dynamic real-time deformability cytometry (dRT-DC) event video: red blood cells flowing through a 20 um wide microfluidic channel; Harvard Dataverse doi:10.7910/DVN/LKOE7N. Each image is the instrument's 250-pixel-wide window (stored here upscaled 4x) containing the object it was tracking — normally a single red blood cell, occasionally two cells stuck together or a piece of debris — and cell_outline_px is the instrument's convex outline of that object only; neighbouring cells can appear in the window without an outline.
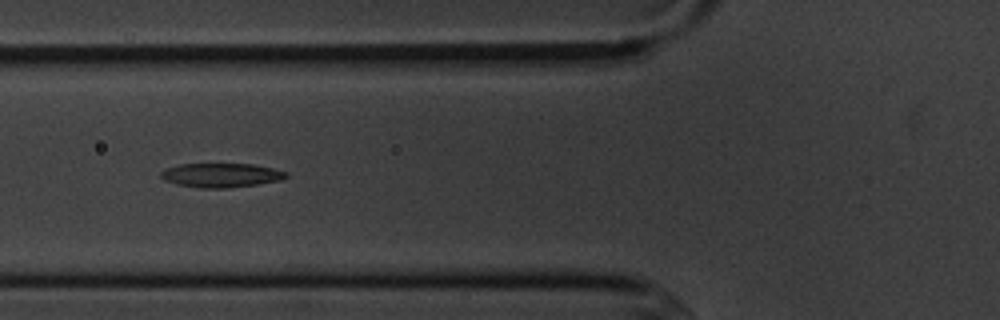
{"species": "common noctule bat (a hibernating species)", "species_latin": "Nyctalus noctula", "temperature_condition": "cold", "stored_images_in_passage": 5, "camera_frame_rate_fps": 3000, "um_per_image_px": 0.085, "animal": {"sex": "male", "body_mass_g": 20.1, "forearm_length_mm": 53.5}, "frame": {"image": 1, "passage_image": 5, "time_ms": 4.667, "image_size_px": [1000, 320], "cell_outline_px": [[288, 176], [280, 180], [256, 184], [228, 188], [200, 188], [176, 184], [164, 180], [160, 176], [160, 172], [164, 168], [180, 164], [252, 164], [272, 168], [288, 172]], "centroid_in_image_um": [18.76, 14.89], "position_along_channel_um": 107.0, "area_um2": 17.63}}